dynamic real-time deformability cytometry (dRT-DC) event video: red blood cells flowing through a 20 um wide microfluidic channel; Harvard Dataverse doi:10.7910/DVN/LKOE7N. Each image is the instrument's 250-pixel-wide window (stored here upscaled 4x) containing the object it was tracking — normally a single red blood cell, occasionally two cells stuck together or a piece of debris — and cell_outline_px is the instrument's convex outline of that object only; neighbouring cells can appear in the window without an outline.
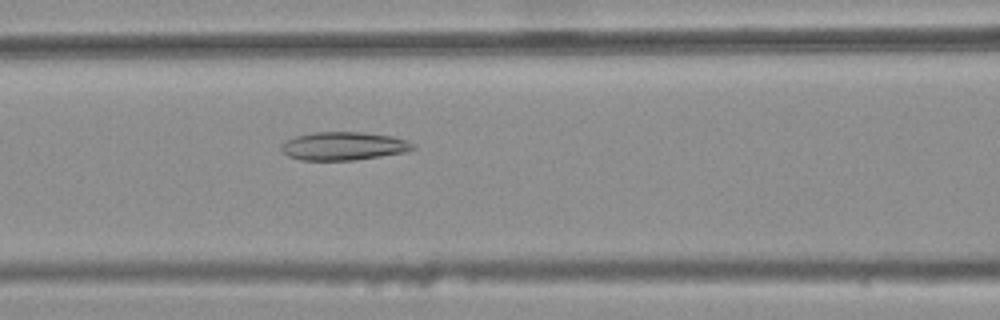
{"species": "common noctule bat (a hibernating species)", "species_latin": "Nyctalus noctula", "temperature_condition": "warm", "stored_images_in_passage": 47, "camera_frame_rate_fps": 3000, "um_per_image_px": 0.085, "animal": {"sex": "female", "body_mass_g": 25.1}, "frame": {"image": 1, "passage_image": 21, "time_ms": 6.667, "image_size_px": [1000, 320], "cell_outline_px": [[416, 148], [404, 152], [356, 160], [300, 160], [288, 156], [280, 148], [280, 144], [284, 140], [296, 136], [312, 132], [364, 132], [392, 136], [408, 140], [416, 144]], "centroid_in_image_um": [29.2, 12.41], "position_along_channel_um": 137.4, "area_um2": 21.91}}
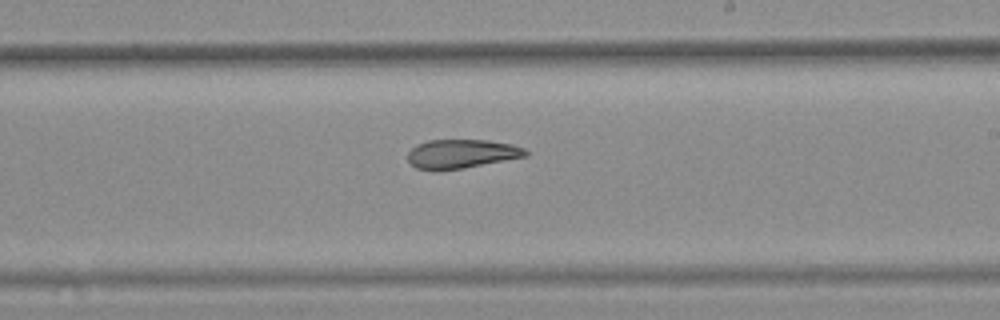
{"frame": {"image": 2, "passage_image": 30, "time_ms": 9.667, "image_size_px": [1000, 320], "cell_outline_px": [[528, 156], [464, 168], [440, 172], [432, 172], [416, 168], [408, 160], [408, 152], [416, 144], [428, 140], [488, 140], [512, 144], [524, 148], [528, 152]], "centroid_in_image_um": [39.2, 13.1], "position_along_channel_um": 249.8, "area_um2": 20.29}}
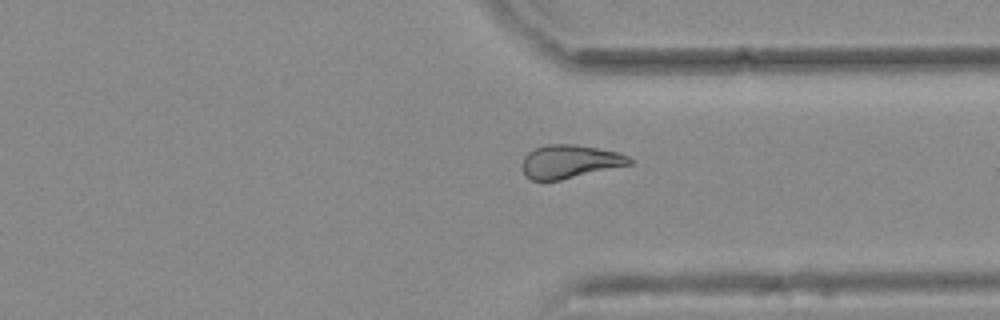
{"frame": {"image": 3, "passage_image": 39, "time_ms": 12.667, "image_size_px": [1000, 320], "cell_outline_px": [[632, 164], [560, 180], [532, 180], [524, 176], [524, 156], [528, 152], [536, 148], [548, 144], [572, 144], [620, 152], [628, 156], [632, 160]], "centroid_in_image_um": [48.45, 13.73], "position_along_channel_um": 362.9, "area_um2": 20.63}, "authors_computed_cell_mechanics": {"area_um2": 21.7328, "velocity_mm_per_s": 3.7577, "shape_relaxation_time_tau1_ms": null, "shape_relaxation_time_tau2_ms": 3.2825, "deformation_change_tau1": null, "deformation_change_tau2": 0.1097}}